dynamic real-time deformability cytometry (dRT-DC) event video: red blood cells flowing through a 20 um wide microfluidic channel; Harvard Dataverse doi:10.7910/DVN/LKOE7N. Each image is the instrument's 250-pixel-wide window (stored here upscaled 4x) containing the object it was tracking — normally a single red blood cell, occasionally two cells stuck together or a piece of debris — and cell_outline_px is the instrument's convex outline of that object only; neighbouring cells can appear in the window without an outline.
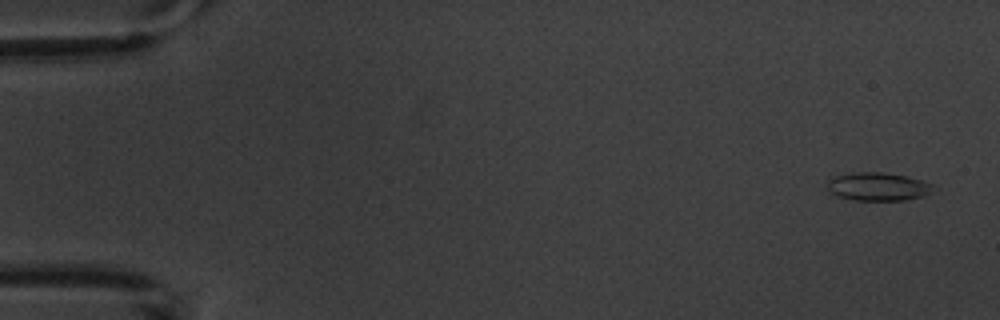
{"species": "common noctule bat (a hibernating species)", "species_latin": "Nyctalus noctula", "temperature_condition": "warm", "stored_images_in_passage": 5, "camera_frame_rate_fps": 3000, "um_per_image_px": 0.085, "animal": {"sex": "male", "body_mass_g": 20.1, "forearm_length_mm": 53.5}, "frame": {"image": 1, "passage_image": 1, "time_ms": 0.0, "image_size_px": [1000, 320], "cell_outline_px": [[932, 184], [928, 192], [924, 196], [904, 200], [852, 200], [840, 196], [832, 192], [828, 188], [828, 180], [836, 176], [856, 172], [880, 172], [904, 176], [920, 180]], "centroid_in_image_um": [74.59, 15.86], "position_along_channel_um": 10.4, "area_um2": 16.88}}